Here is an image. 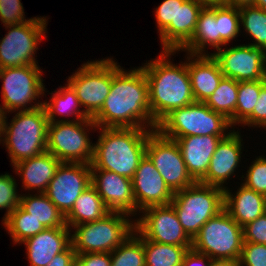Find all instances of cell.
I'll use <instances>...</instances> for the list:
<instances>
[{"label": "cell", "instance_id": "obj_1", "mask_svg": "<svg viewBox=\"0 0 266 266\" xmlns=\"http://www.w3.org/2000/svg\"><path fill=\"white\" fill-rule=\"evenodd\" d=\"M112 58V85L101 110L92 118L98 128L156 130L149 104V85L141 66L124 69Z\"/></svg>", "mask_w": 266, "mask_h": 266}, {"label": "cell", "instance_id": "obj_2", "mask_svg": "<svg viewBox=\"0 0 266 266\" xmlns=\"http://www.w3.org/2000/svg\"><path fill=\"white\" fill-rule=\"evenodd\" d=\"M178 51H161L142 68L149 85V104L153 121L158 124L172 110L195 102L190 76L185 62L173 64L171 55Z\"/></svg>", "mask_w": 266, "mask_h": 266}, {"label": "cell", "instance_id": "obj_3", "mask_svg": "<svg viewBox=\"0 0 266 266\" xmlns=\"http://www.w3.org/2000/svg\"><path fill=\"white\" fill-rule=\"evenodd\" d=\"M91 168L104 169L133 178L140 161L146 155L151 129L98 128Z\"/></svg>", "mask_w": 266, "mask_h": 266}, {"label": "cell", "instance_id": "obj_4", "mask_svg": "<svg viewBox=\"0 0 266 266\" xmlns=\"http://www.w3.org/2000/svg\"><path fill=\"white\" fill-rule=\"evenodd\" d=\"M8 121L5 114L0 144L6 147L11 165L47 151L48 118L43 106L16 111Z\"/></svg>", "mask_w": 266, "mask_h": 266}, {"label": "cell", "instance_id": "obj_5", "mask_svg": "<svg viewBox=\"0 0 266 266\" xmlns=\"http://www.w3.org/2000/svg\"><path fill=\"white\" fill-rule=\"evenodd\" d=\"M131 218L125 213L109 212L100 220L73 226L71 245L76 254L111 253L134 232L135 220Z\"/></svg>", "mask_w": 266, "mask_h": 266}, {"label": "cell", "instance_id": "obj_6", "mask_svg": "<svg viewBox=\"0 0 266 266\" xmlns=\"http://www.w3.org/2000/svg\"><path fill=\"white\" fill-rule=\"evenodd\" d=\"M232 128L224 115L213 111L204 102L196 101L172 110L157 124V130L167 138L227 136Z\"/></svg>", "mask_w": 266, "mask_h": 266}, {"label": "cell", "instance_id": "obj_7", "mask_svg": "<svg viewBox=\"0 0 266 266\" xmlns=\"http://www.w3.org/2000/svg\"><path fill=\"white\" fill-rule=\"evenodd\" d=\"M170 205L184 231L193 240L200 228L224 209V189L195 182L175 192Z\"/></svg>", "mask_w": 266, "mask_h": 266}, {"label": "cell", "instance_id": "obj_8", "mask_svg": "<svg viewBox=\"0 0 266 266\" xmlns=\"http://www.w3.org/2000/svg\"><path fill=\"white\" fill-rule=\"evenodd\" d=\"M42 72L39 65L0 69L2 82L0 107L5 114L9 115L16 111L32 110L43 106V101L39 99L49 91L43 83Z\"/></svg>", "mask_w": 266, "mask_h": 266}, {"label": "cell", "instance_id": "obj_9", "mask_svg": "<svg viewBox=\"0 0 266 266\" xmlns=\"http://www.w3.org/2000/svg\"><path fill=\"white\" fill-rule=\"evenodd\" d=\"M243 246V227L223 209L210 218L192 240V249L211 259L238 262Z\"/></svg>", "mask_w": 266, "mask_h": 266}, {"label": "cell", "instance_id": "obj_10", "mask_svg": "<svg viewBox=\"0 0 266 266\" xmlns=\"http://www.w3.org/2000/svg\"><path fill=\"white\" fill-rule=\"evenodd\" d=\"M92 129H98L92 118L48 123L47 152L53 154L60 162L91 164L94 143L88 134L93 131Z\"/></svg>", "mask_w": 266, "mask_h": 266}, {"label": "cell", "instance_id": "obj_11", "mask_svg": "<svg viewBox=\"0 0 266 266\" xmlns=\"http://www.w3.org/2000/svg\"><path fill=\"white\" fill-rule=\"evenodd\" d=\"M47 23L46 16H37L22 24L4 26L8 32L0 39V69L38 65L35 54L47 39Z\"/></svg>", "mask_w": 266, "mask_h": 266}, {"label": "cell", "instance_id": "obj_12", "mask_svg": "<svg viewBox=\"0 0 266 266\" xmlns=\"http://www.w3.org/2000/svg\"><path fill=\"white\" fill-rule=\"evenodd\" d=\"M67 79L84 111L93 118L109 95L112 85V58L88 60Z\"/></svg>", "mask_w": 266, "mask_h": 266}, {"label": "cell", "instance_id": "obj_13", "mask_svg": "<svg viewBox=\"0 0 266 266\" xmlns=\"http://www.w3.org/2000/svg\"><path fill=\"white\" fill-rule=\"evenodd\" d=\"M146 155L155 165L169 189L175 193L194 184L179 145L173 139L153 130L147 140Z\"/></svg>", "mask_w": 266, "mask_h": 266}, {"label": "cell", "instance_id": "obj_14", "mask_svg": "<svg viewBox=\"0 0 266 266\" xmlns=\"http://www.w3.org/2000/svg\"><path fill=\"white\" fill-rule=\"evenodd\" d=\"M139 216L135 219V230L142 237L161 244L192 247V239L170 204L146 207Z\"/></svg>", "mask_w": 266, "mask_h": 266}, {"label": "cell", "instance_id": "obj_15", "mask_svg": "<svg viewBox=\"0 0 266 266\" xmlns=\"http://www.w3.org/2000/svg\"><path fill=\"white\" fill-rule=\"evenodd\" d=\"M224 47L212 55L218 61L224 77L238 82L266 80L264 49L249 44Z\"/></svg>", "mask_w": 266, "mask_h": 266}, {"label": "cell", "instance_id": "obj_16", "mask_svg": "<svg viewBox=\"0 0 266 266\" xmlns=\"http://www.w3.org/2000/svg\"><path fill=\"white\" fill-rule=\"evenodd\" d=\"M91 184L90 164L62 162L45 194L66 216L81 193Z\"/></svg>", "mask_w": 266, "mask_h": 266}, {"label": "cell", "instance_id": "obj_17", "mask_svg": "<svg viewBox=\"0 0 266 266\" xmlns=\"http://www.w3.org/2000/svg\"><path fill=\"white\" fill-rule=\"evenodd\" d=\"M91 183L110 212L139 215L132 179L104 169L91 168Z\"/></svg>", "mask_w": 266, "mask_h": 266}, {"label": "cell", "instance_id": "obj_18", "mask_svg": "<svg viewBox=\"0 0 266 266\" xmlns=\"http://www.w3.org/2000/svg\"><path fill=\"white\" fill-rule=\"evenodd\" d=\"M231 131L222 138L214 152L206 175L199 181L203 184L225 188L227 180L235 177L240 167L244 146L241 131ZM232 176V177H231ZM225 185V186H224Z\"/></svg>", "mask_w": 266, "mask_h": 266}, {"label": "cell", "instance_id": "obj_19", "mask_svg": "<svg viewBox=\"0 0 266 266\" xmlns=\"http://www.w3.org/2000/svg\"><path fill=\"white\" fill-rule=\"evenodd\" d=\"M132 186L139 211L149 206L169 205L174 196L147 155L140 161L134 173Z\"/></svg>", "mask_w": 266, "mask_h": 266}, {"label": "cell", "instance_id": "obj_20", "mask_svg": "<svg viewBox=\"0 0 266 266\" xmlns=\"http://www.w3.org/2000/svg\"><path fill=\"white\" fill-rule=\"evenodd\" d=\"M21 244L26 247L30 266H47L71 245V231L68 226L46 228Z\"/></svg>", "mask_w": 266, "mask_h": 266}, {"label": "cell", "instance_id": "obj_21", "mask_svg": "<svg viewBox=\"0 0 266 266\" xmlns=\"http://www.w3.org/2000/svg\"><path fill=\"white\" fill-rule=\"evenodd\" d=\"M226 136H185L170 138L177 142L191 177L199 182L207 173L217 145Z\"/></svg>", "mask_w": 266, "mask_h": 266}, {"label": "cell", "instance_id": "obj_22", "mask_svg": "<svg viewBox=\"0 0 266 266\" xmlns=\"http://www.w3.org/2000/svg\"><path fill=\"white\" fill-rule=\"evenodd\" d=\"M186 56L193 97L196 102H205L224 77L220 65L212 55Z\"/></svg>", "mask_w": 266, "mask_h": 266}, {"label": "cell", "instance_id": "obj_23", "mask_svg": "<svg viewBox=\"0 0 266 266\" xmlns=\"http://www.w3.org/2000/svg\"><path fill=\"white\" fill-rule=\"evenodd\" d=\"M60 162L53 154L44 152L38 156L24 159L14 164L13 171L21 177L22 188L37 193H45L55 176Z\"/></svg>", "mask_w": 266, "mask_h": 266}, {"label": "cell", "instance_id": "obj_24", "mask_svg": "<svg viewBox=\"0 0 266 266\" xmlns=\"http://www.w3.org/2000/svg\"><path fill=\"white\" fill-rule=\"evenodd\" d=\"M231 191V192H230ZM224 188V209L241 226L265 214V196L240 184L233 193Z\"/></svg>", "mask_w": 266, "mask_h": 266}, {"label": "cell", "instance_id": "obj_25", "mask_svg": "<svg viewBox=\"0 0 266 266\" xmlns=\"http://www.w3.org/2000/svg\"><path fill=\"white\" fill-rule=\"evenodd\" d=\"M227 44L218 35V23L216 22V6H204L201 10L194 35L191 40L180 50L192 55H213ZM214 48L213 53L206 49ZM222 46V47H221Z\"/></svg>", "mask_w": 266, "mask_h": 266}, {"label": "cell", "instance_id": "obj_26", "mask_svg": "<svg viewBox=\"0 0 266 266\" xmlns=\"http://www.w3.org/2000/svg\"><path fill=\"white\" fill-rule=\"evenodd\" d=\"M64 85L63 87L62 85L59 86V89L57 88L58 91L49 92V94H51L50 101H43V107L45 108L48 122L54 123L57 121L68 122L91 119L83 108L80 109L82 106L73 88L67 82ZM71 116H74L73 119L68 118Z\"/></svg>", "mask_w": 266, "mask_h": 266}, {"label": "cell", "instance_id": "obj_27", "mask_svg": "<svg viewBox=\"0 0 266 266\" xmlns=\"http://www.w3.org/2000/svg\"><path fill=\"white\" fill-rule=\"evenodd\" d=\"M109 212L91 184L81 193L71 211L65 216L66 225L71 229L78 224L100 220Z\"/></svg>", "mask_w": 266, "mask_h": 266}, {"label": "cell", "instance_id": "obj_28", "mask_svg": "<svg viewBox=\"0 0 266 266\" xmlns=\"http://www.w3.org/2000/svg\"><path fill=\"white\" fill-rule=\"evenodd\" d=\"M26 194H21L19 206L45 228L67 226L65 216L45 193Z\"/></svg>", "mask_w": 266, "mask_h": 266}, {"label": "cell", "instance_id": "obj_29", "mask_svg": "<svg viewBox=\"0 0 266 266\" xmlns=\"http://www.w3.org/2000/svg\"><path fill=\"white\" fill-rule=\"evenodd\" d=\"M185 0H163L155 8V21L160 36L161 51H176V13L177 3Z\"/></svg>", "mask_w": 266, "mask_h": 266}, {"label": "cell", "instance_id": "obj_30", "mask_svg": "<svg viewBox=\"0 0 266 266\" xmlns=\"http://www.w3.org/2000/svg\"><path fill=\"white\" fill-rule=\"evenodd\" d=\"M7 233L14 244H21L28 238L33 237L46 228L37 221L34 217L30 216L20 206L14 209L3 221Z\"/></svg>", "mask_w": 266, "mask_h": 266}, {"label": "cell", "instance_id": "obj_31", "mask_svg": "<svg viewBox=\"0 0 266 266\" xmlns=\"http://www.w3.org/2000/svg\"><path fill=\"white\" fill-rule=\"evenodd\" d=\"M204 5L197 0L177 3L176 13V51H180L192 38L198 16Z\"/></svg>", "mask_w": 266, "mask_h": 266}, {"label": "cell", "instance_id": "obj_32", "mask_svg": "<svg viewBox=\"0 0 266 266\" xmlns=\"http://www.w3.org/2000/svg\"><path fill=\"white\" fill-rule=\"evenodd\" d=\"M238 81L223 77L213 94L204 102L213 111L224 115L234 127L238 99Z\"/></svg>", "mask_w": 266, "mask_h": 266}, {"label": "cell", "instance_id": "obj_33", "mask_svg": "<svg viewBox=\"0 0 266 266\" xmlns=\"http://www.w3.org/2000/svg\"><path fill=\"white\" fill-rule=\"evenodd\" d=\"M146 266H182L185 254L192 247L161 244L143 237Z\"/></svg>", "mask_w": 266, "mask_h": 266}, {"label": "cell", "instance_id": "obj_34", "mask_svg": "<svg viewBox=\"0 0 266 266\" xmlns=\"http://www.w3.org/2000/svg\"><path fill=\"white\" fill-rule=\"evenodd\" d=\"M239 13L243 32L253 38L248 44L266 51V10L249 5L239 7Z\"/></svg>", "mask_w": 266, "mask_h": 266}, {"label": "cell", "instance_id": "obj_35", "mask_svg": "<svg viewBox=\"0 0 266 266\" xmlns=\"http://www.w3.org/2000/svg\"><path fill=\"white\" fill-rule=\"evenodd\" d=\"M110 256L111 266H146L143 237L134 230Z\"/></svg>", "mask_w": 266, "mask_h": 266}, {"label": "cell", "instance_id": "obj_36", "mask_svg": "<svg viewBox=\"0 0 266 266\" xmlns=\"http://www.w3.org/2000/svg\"><path fill=\"white\" fill-rule=\"evenodd\" d=\"M266 80L242 81L238 83V99L234 113V128L241 124L252 112Z\"/></svg>", "mask_w": 266, "mask_h": 266}, {"label": "cell", "instance_id": "obj_37", "mask_svg": "<svg viewBox=\"0 0 266 266\" xmlns=\"http://www.w3.org/2000/svg\"><path fill=\"white\" fill-rule=\"evenodd\" d=\"M216 22L218 23V35L227 45L240 36L242 30L238 7L216 6Z\"/></svg>", "mask_w": 266, "mask_h": 266}, {"label": "cell", "instance_id": "obj_38", "mask_svg": "<svg viewBox=\"0 0 266 266\" xmlns=\"http://www.w3.org/2000/svg\"><path fill=\"white\" fill-rule=\"evenodd\" d=\"M264 155L256 157L244 174L246 176L242 175L241 178L242 184L247 188L266 196V157Z\"/></svg>", "mask_w": 266, "mask_h": 266}, {"label": "cell", "instance_id": "obj_39", "mask_svg": "<svg viewBox=\"0 0 266 266\" xmlns=\"http://www.w3.org/2000/svg\"><path fill=\"white\" fill-rule=\"evenodd\" d=\"M15 176L9 173L0 175V210H5L6 213L2 218V221L19 206L20 196L18 194V184Z\"/></svg>", "mask_w": 266, "mask_h": 266}, {"label": "cell", "instance_id": "obj_40", "mask_svg": "<svg viewBox=\"0 0 266 266\" xmlns=\"http://www.w3.org/2000/svg\"><path fill=\"white\" fill-rule=\"evenodd\" d=\"M31 19H26L21 0H0V21L3 26L18 25Z\"/></svg>", "mask_w": 266, "mask_h": 266}, {"label": "cell", "instance_id": "obj_41", "mask_svg": "<svg viewBox=\"0 0 266 266\" xmlns=\"http://www.w3.org/2000/svg\"><path fill=\"white\" fill-rule=\"evenodd\" d=\"M239 266H266V245L243 242Z\"/></svg>", "mask_w": 266, "mask_h": 266}, {"label": "cell", "instance_id": "obj_42", "mask_svg": "<svg viewBox=\"0 0 266 266\" xmlns=\"http://www.w3.org/2000/svg\"><path fill=\"white\" fill-rule=\"evenodd\" d=\"M254 128L266 127V84L261 88L253 112L239 125Z\"/></svg>", "mask_w": 266, "mask_h": 266}, {"label": "cell", "instance_id": "obj_43", "mask_svg": "<svg viewBox=\"0 0 266 266\" xmlns=\"http://www.w3.org/2000/svg\"><path fill=\"white\" fill-rule=\"evenodd\" d=\"M243 242L266 245V214L243 226Z\"/></svg>", "mask_w": 266, "mask_h": 266}, {"label": "cell", "instance_id": "obj_44", "mask_svg": "<svg viewBox=\"0 0 266 266\" xmlns=\"http://www.w3.org/2000/svg\"><path fill=\"white\" fill-rule=\"evenodd\" d=\"M75 266H111L110 253L76 254Z\"/></svg>", "mask_w": 266, "mask_h": 266}, {"label": "cell", "instance_id": "obj_45", "mask_svg": "<svg viewBox=\"0 0 266 266\" xmlns=\"http://www.w3.org/2000/svg\"><path fill=\"white\" fill-rule=\"evenodd\" d=\"M76 251L70 245L65 251L57 254L47 266H75Z\"/></svg>", "mask_w": 266, "mask_h": 266}, {"label": "cell", "instance_id": "obj_46", "mask_svg": "<svg viewBox=\"0 0 266 266\" xmlns=\"http://www.w3.org/2000/svg\"><path fill=\"white\" fill-rule=\"evenodd\" d=\"M211 260L207 255L189 249L184 256L182 266H209Z\"/></svg>", "mask_w": 266, "mask_h": 266}, {"label": "cell", "instance_id": "obj_47", "mask_svg": "<svg viewBox=\"0 0 266 266\" xmlns=\"http://www.w3.org/2000/svg\"><path fill=\"white\" fill-rule=\"evenodd\" d=\"M209 266H239V263L231 260L212 259Z\"/></svg>", "mask_w": 266, "mask_h": 266}, {"label": "cell", "instance_id": "obj_48", "mask_svg": "<svg viewBox=\"0 0 266 266\" xmlns=\"http://www.w3.org/2000/svg\"><path fill=\"white\" fill-rule=\"evenodd\" d=\"M254 0H228V5L233 7H242L253 5Z\"/></svg>", "mask_w": 266, "mask_h": 266}, {"label": "cell", "instance_id": "obj_49", "mask_svg": "<svg viewBox=\"0 0 266 266\" xmlns=\"http://www.w3.org/2000/svg\"><path fill=\"white\" fill-rule=\"evenodd\" d=\"M201 2L204 6H220L228 5V0H197Z\"/></svg>", "mask_w": 266, "mask_h": 266}, {"label": "cell", "instance_id": "obj_50", "mask_svg": "<svg viewBox=\"0 0 266 266\" xmlns=\"http://www.w3.org/2000/svg\"><path fill=\"white\" fill-rule=\"evenodd\" d=\"M4 117H5V112L0 107V142H1V139H2V131H3V124H4Z\"/></svg>", "mask_w": 266, "mask_h": 266}, {"label": "cell", "instance_id": "obj_51", "mask_svg": "<svg viewBox=\"0 0 266 266\" xmlns=\"http://www.w3.org/2000/svg\"><path fill=\"white\" fill-rule=\"evenodd\" d=\"M253 6L266 10V0H254Z\"/></svg>", "mask_w": 266, "mask_h": 266}, {"label": "cell", "instance_id": "obj_52", "mask_svg": "<svg viewBox=\"0 0 266 266\" xmlns=\"http://www.w3.org/2000/svg\"><path fill=\"white\" fill-rule=\"evenodd\" d=\"M265 214H266V196H265Z\"/></svg>", "mask_w": 266, "mask_h": 266}]
</instances>
